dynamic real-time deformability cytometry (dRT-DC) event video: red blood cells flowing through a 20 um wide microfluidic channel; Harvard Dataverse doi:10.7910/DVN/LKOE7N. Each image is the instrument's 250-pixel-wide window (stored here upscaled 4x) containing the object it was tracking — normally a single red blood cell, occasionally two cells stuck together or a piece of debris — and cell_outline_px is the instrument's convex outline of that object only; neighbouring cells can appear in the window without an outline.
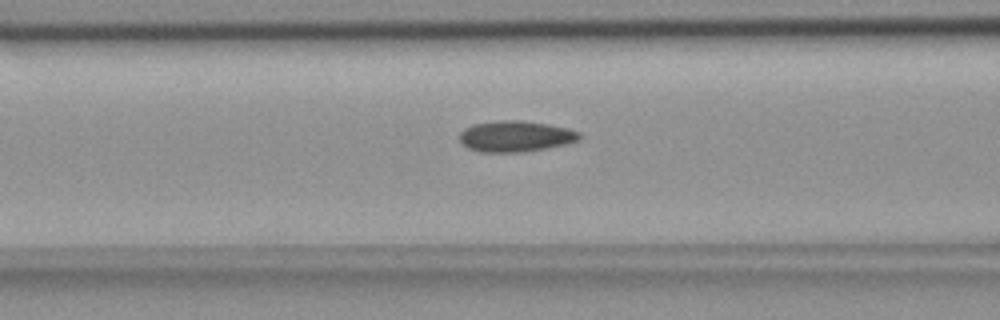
{"species": "common noctule bat (a hibernating species)", "species_latin": "Nyctalus noctula", "temperature_condition": "room temperature", "stored_images_in_passage": 53, "camera_frame_rate_fps": 3000, "um_per_image_px": 0.085, "animal": {"sex": "female", "body_mass_g": 18.4}, "frame": {"image": 1, "passage_image": 20, "time_ms": 6.333, "image_size_px": [1000, 320], "cell_outline_px": [[584, 136], [580, 140], [564, 144], [544, 148], [520, 152], [480, 152], [468, 148], [460, 140], [460, 132], [464, 128], [472, 124], [496, 120], [520, 120], [548, 124], [568, 128], [580, 132]], "centroid_in_image_um": [43.83, 11.57], "position_along_channel_um": 122.8, "area_um2": 21.73}}
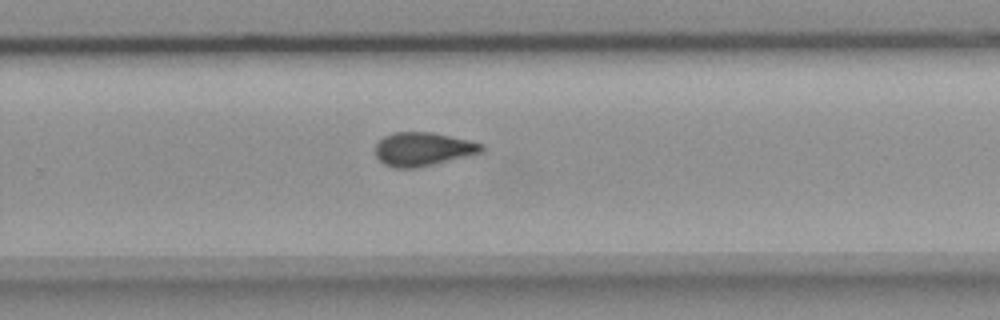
{"frame": {"image": 2, "passage_image": 34, "time_ms": 11.0, "image_size_px": [1000, 320], "cell_outline_px": [[484, 148], [480, 152], [416, 168], [396, 168], [384, 164], [376, 156], [376, 144], [384, 136], [392, 132], [432, 132], [468, 140], [484, 144]], "centroid_in_image_um": [35.91, 12.66], "position_along_channel_um": 293.9, "area_um2": 20.46}}
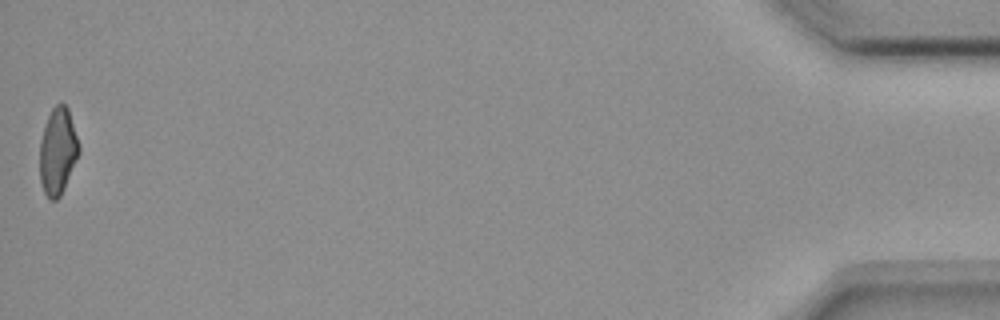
{"frame": {"image": 3, "passage_image": 53, "time_ms": 17.333, "image_size_px": [1000, 320], "cell_outline_px": [[80, 152], [64, 188], [60, 196], [56, 200], [48, 200], [44, 192], [40, 180], [40, 140], [48, 116], [52, 108], [60, 100], [68, 108], [80, 144]], "centroid_in_image_um": [4.92, 12.84], "position_along_channel_um": 430.3, "area_um2": 19.94}, "authors_computed_cell_mechanics": {"area_um2": 20.6346, "velocity_mm_per_s": 3.6772, "shape_relaxation_time_tau1_ms": null, "shape_relaxation_time_tau2_ms": 2.373, "deformation_change_tau1": null, "deformation_change_tau2": 0.0735}}